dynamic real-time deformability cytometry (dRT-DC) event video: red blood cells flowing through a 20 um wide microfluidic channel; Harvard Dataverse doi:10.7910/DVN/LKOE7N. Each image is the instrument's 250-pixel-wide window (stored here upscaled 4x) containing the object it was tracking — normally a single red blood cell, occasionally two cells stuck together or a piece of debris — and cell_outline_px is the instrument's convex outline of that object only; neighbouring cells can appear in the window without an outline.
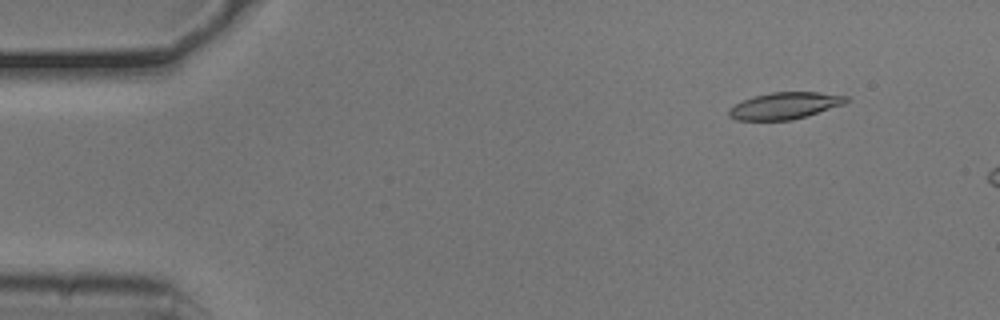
{"species": "common noctule bat (a hibernating species)", "species_latin": "Nyctalus noctula", "temperature_condition": "cold", "stored_images_in_passage": 12, "camera_frame_rate_fps": 3000, "um_per_image_px": 0.085, "animal": {"sex": "male", "body_mass_g": 20.5, "forearm_length_mm": 52.5}, "frame": {"image": 1, "passage_image": 6, "time_ms": 1.667, "image_size_px": [1000, 320], "cell_outline_px": [[852, 100], [844, 104], [792, 120], [736, 120], [728, 116], [728, 108], [752, 96], [772, 92], [820, 92], [848, 96]], "centroid_in_image_um": [66.71, 8.98], "position_along_channel_um": 18.3, "area_um2": 18.32}}